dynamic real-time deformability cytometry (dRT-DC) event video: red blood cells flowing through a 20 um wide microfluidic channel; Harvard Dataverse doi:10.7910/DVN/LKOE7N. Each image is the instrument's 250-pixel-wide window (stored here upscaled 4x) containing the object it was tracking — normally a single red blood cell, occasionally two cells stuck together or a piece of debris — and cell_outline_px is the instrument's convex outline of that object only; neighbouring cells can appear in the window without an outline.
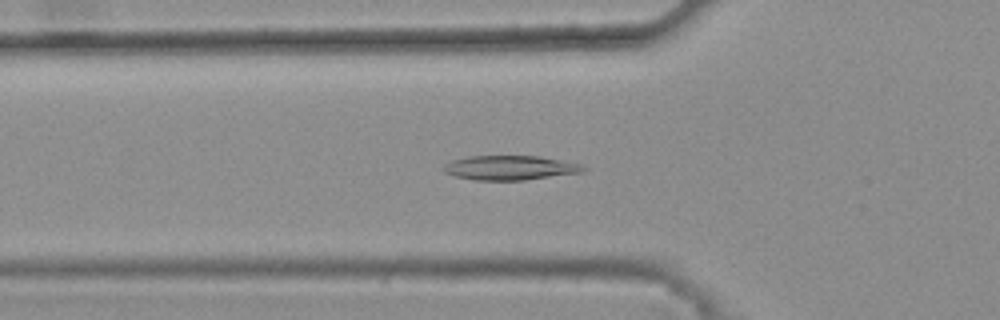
{"species": "common noctule bat (a hibernating species)", "species_latin": "Nyctalus noctula", "temperature_condition": "warm", "stored_images_in_passage": 45, "camera_frame_rate_fps": 3000, "um_per_image_px": 0.085, "animal": {"sex": "female", "body_mass_g": 25.1}, "frame": {"image": 1, "passage_image": 18, "time_ms": 5.667, "image_size_px": [1000, 320], "cell_outline_px": [[588, 168], [584, 172], [524, 180], [476, 180], [456, 176], [444, 172], [440, 168], [444, 164], [452, 160], [468, 156], [540, 156], [580, 164]], "centroid_in_image_um": [43.34, 14.26], "position_along_channel_um": 82.5, "area_um2": 19.94}}
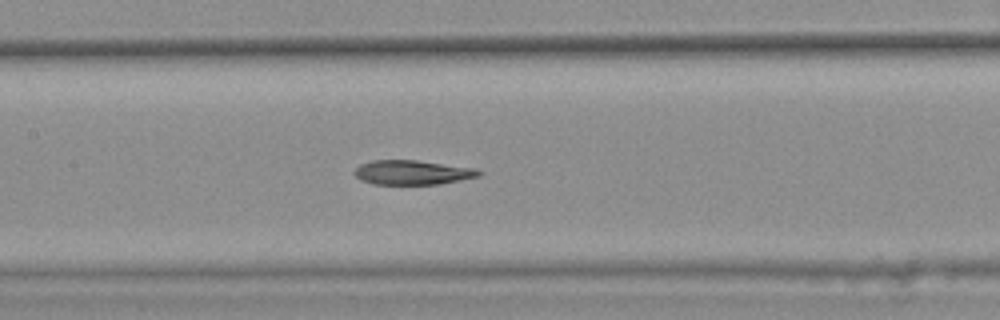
{"frame": {"image": 2, "passage_image": 25, "time_ms": 8.0, "image_size_px": [1000, 320], "cell_outline_px": [[484, 172], [480, 176], [440, 184], [372, 184], [360, 180], [352, 172], [360, 164], [372, 160], [416, 160], [476, 168]], "centroid_in_image_um": [35.05, 14.66], "position_along_channel_um": 172.3, "area_um2": 17.86}}
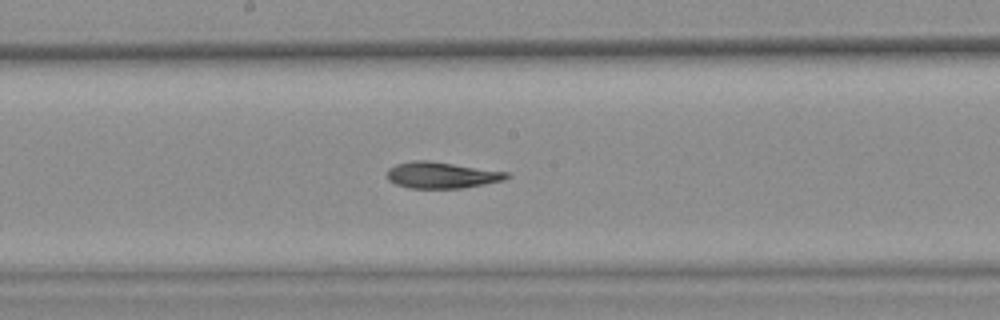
{"frame": {"image": 3, "passage_image": 28, "time_ms": 9.0, "image_size_px": [1000, 320], "cell_outline_px": [[512, 176], [504, 180], [464, 188], [408, 188], [396, 184], [388, 180], [388, 168], [396, 164], [412, 160], [428, 160], [508, 172]], "centroid_in_image_um": [37.54, 14.88], "position_along_channel_um": 210.7, "area_um2": 18.38}, "authors_computed_cell_mechanics": {"area_um2": 18.9006, "velocity_mm_per_s": 3.841, "shape_relaxation_time_tau1_ms": null, "shape_relaxation_time_tau2_ms": 7.9692, "deformation_change_tau1": null, "deformation_change_tau2": 0.169}}